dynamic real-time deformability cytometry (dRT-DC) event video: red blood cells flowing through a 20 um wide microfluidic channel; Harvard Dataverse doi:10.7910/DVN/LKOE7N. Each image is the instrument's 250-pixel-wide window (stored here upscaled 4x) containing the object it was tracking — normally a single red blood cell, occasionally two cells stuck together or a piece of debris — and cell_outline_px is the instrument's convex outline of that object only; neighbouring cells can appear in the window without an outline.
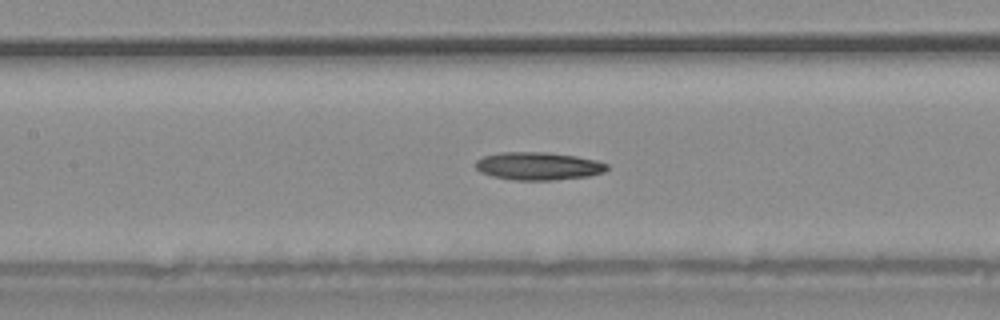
{"species": "common noctule bat (a hibernating species)", "species_latin": "Nyctalus noctula", "temperature_condition": "warm", "stored_images_in_passage": 40, "camera_frame_rate_fps": 3000, "um_per_image_px": 0.085, "animal": {"sex": "male", "body_mass_g": 20.4}, "frame": {"image": 1, "passage_image": 18, "time_ms": 5.667, "image_size_px": [1000, 320], "cell_outline_px": [[608, 168], [604, 172], [588, 176], [552, 180], [512, 180], [492, 176], [480, 172], [476, 168], [476, 160], [484, 156], [500, 152], [548, 152], [576, 156], [596, 160], [608, 164]], "centroid_in_image_um": [45.75, 14.11], "position_along_channel_um": 161.7, "area_um2": 21.39}}